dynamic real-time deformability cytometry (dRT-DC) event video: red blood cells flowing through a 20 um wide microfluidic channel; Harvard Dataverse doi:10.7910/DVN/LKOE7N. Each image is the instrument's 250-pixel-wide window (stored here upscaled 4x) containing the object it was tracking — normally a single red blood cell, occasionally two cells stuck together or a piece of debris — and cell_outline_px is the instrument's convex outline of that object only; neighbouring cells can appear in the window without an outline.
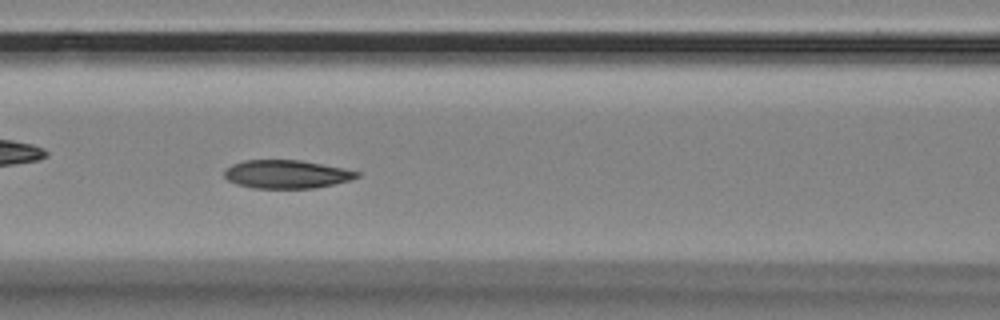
{"species": "Egyptian fruit bat (a non-hibernating species)", "species_latin": "Rousettus aegyptiacus", "temperature_condition": "room temperature", "stored_images_in_passage": 9, "camera_frame_rate_fps": 3000, "um_per_image_px": 0.085, "animal": {"sex": "female"}, "frame": {"image": 1, "passage_image": 7, "time_ms": 2.0, "image_size_px": [1000, 320], "cell_outline_px": [[360, 176], [348, 180], [316, 188], [252, 188], [236, 184], [228, 180], [224, 176], [224, 172], [232, 164], [244, 160], [300, 160], [344, 168], [360, 172]], "centroid_in_image_um": [24.34, 14.81], "position_along_channel_um": 142.3, "area_um2": 21.79}}
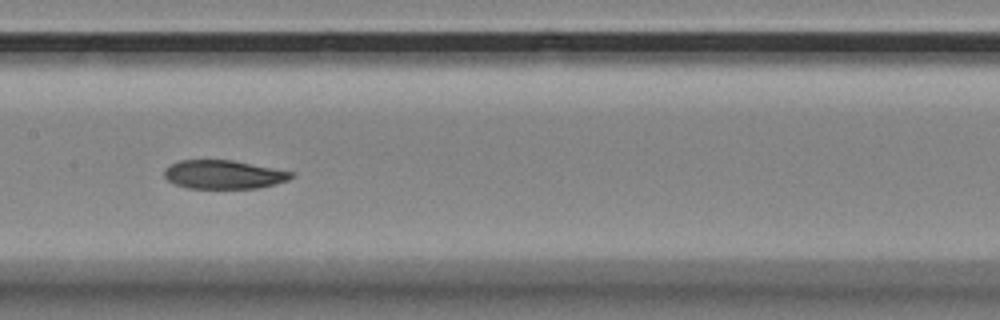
{"frame": {"image": 2, "passage_image": 8, "time_ms": 2.333, "image_size_px": [1000, 320], "cell_outline_px": [[292, 176], [288, 180], [276, 184], [260, 188], [188, 188], [176, 184], [168, 180], [164, 176], [164, 168], [180, 160], [232, 160], [292, 172]], "centroid_in_image_um": [18.98, 14.84], "position_along_channel_um": 188.4, "area_um2": 20.98}}
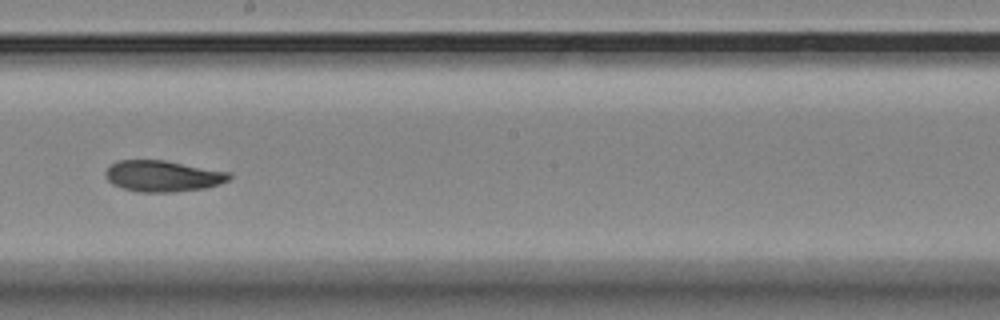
{"frame": {"image": 3, "passage_image": 9, "time_ms": 2.667, "image_size_px": [1000, 320], "cell_outline_px": [[232, 176], [228, 180], [220, 184], [204, 188], [176, 192], [136, 192], [112, 184], [104, 176], [104, 172], [116, 160], [164, 160], [232, 172]], "centroid_in_image_um": [13.85, 14.96], "position_along_channel_um": 234.4, "area_um2": 22.66}}